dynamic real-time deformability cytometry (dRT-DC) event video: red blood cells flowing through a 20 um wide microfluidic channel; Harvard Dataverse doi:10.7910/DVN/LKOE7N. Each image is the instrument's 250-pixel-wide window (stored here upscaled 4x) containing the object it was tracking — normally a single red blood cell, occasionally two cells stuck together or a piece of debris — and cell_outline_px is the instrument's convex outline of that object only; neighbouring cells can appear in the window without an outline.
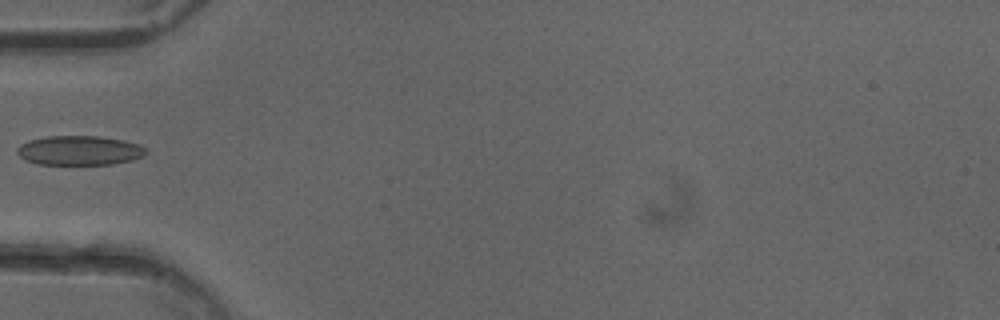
{"species": "common noctule bat (a hibernating species)", "species_latin": "Nyctalus noctula", "temperature_condition": "cold", "stored_images_in_passage": 11, "camera_frame_rate_fps": 3000, "um_per_image_px": 0.085, "animal": {"sex": "female"}, "frame": {"image": 1, "passage_image": 1, "time_ms": 0.0, "image_size_px": [1000, 320], "cell_outline_px": [[148, 152], [144, 156], [132, 160], [112, 164], [40, 164], [24, 160], [16, 152], [16, 148], [20, 144], [28, 140], [48, 136], [100, 136], [124, 140], [140, 144]], "centroid_in_image_um": [6.75, 12.78], "position_along_channel_um": 78.2, "area_um2": 22.25}}